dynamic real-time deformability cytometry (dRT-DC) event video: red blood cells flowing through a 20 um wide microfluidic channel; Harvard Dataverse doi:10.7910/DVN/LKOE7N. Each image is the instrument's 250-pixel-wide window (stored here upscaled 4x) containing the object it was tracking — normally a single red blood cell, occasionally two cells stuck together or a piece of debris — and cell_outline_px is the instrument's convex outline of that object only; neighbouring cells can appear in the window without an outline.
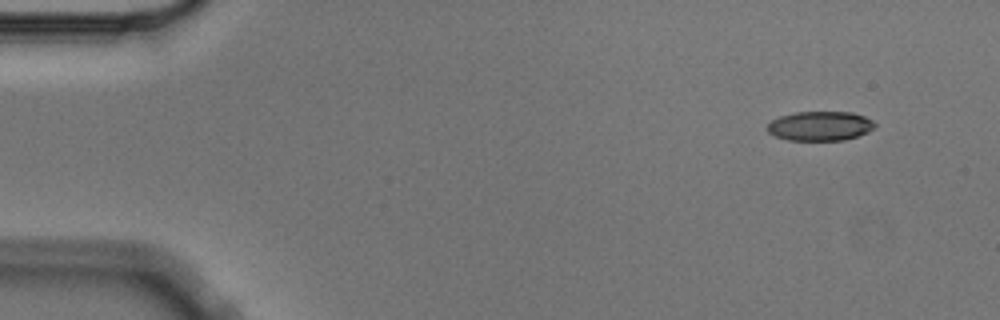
{"species": "Egyptian fruit bat (a non-hibernating species)", "species_latin": "Rousettus aegyptiacus", "temperature_condition": "cold", "stored_images_in_passage": 3, "camera_frame_rate_fps": 3000, "um_per_image_px": 0.085, "animal": {"sex": "male"}, "frame": {"image": 1, "passage_image": 1, "time_ms": 0.0, "image_size_px": [1000, 320], "cell_outline_px": [[876, 128], [868, 132], [844, 140], [788, 140], [776, 136], [768, 132], [764, 128], [772, 120], [780, 116], [796, 112], [852, 112], [864, 116], [872, 120], [876, 124]], "centroid_in_image_um": [69.71, 10.71], "position_along_channel_um": 15.3, "area_um2": 18.5}}
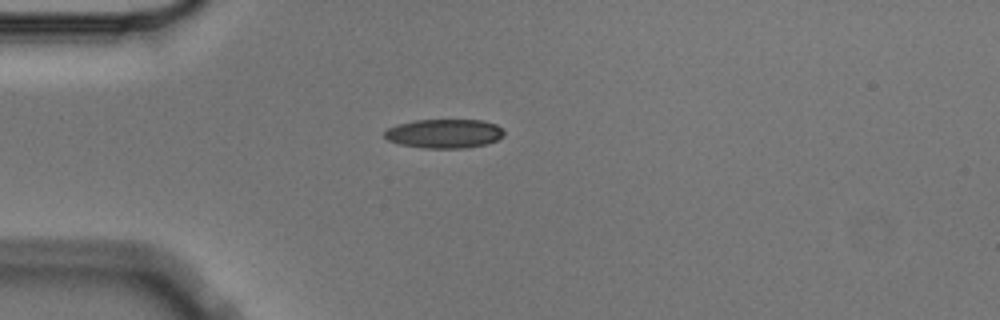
{"frame": {"image": 2, "passage_image": 3, "time_ms": 0.667, "image_size_px": [1000, 320], "cell_outline_px": [[504, 136], [496, 140], [484, 144], [464, 148], [424, 148], [400, 144], [388, 140], [384, 136], [384, 132], [388, 128], [396, 124], [416, 120], [484, 120], [496, 124], [504, 132]], "centroid_in_image_um": [37.75, 11.35], "position_along_channel_um": 47.3, "area_um2": 20.17}}